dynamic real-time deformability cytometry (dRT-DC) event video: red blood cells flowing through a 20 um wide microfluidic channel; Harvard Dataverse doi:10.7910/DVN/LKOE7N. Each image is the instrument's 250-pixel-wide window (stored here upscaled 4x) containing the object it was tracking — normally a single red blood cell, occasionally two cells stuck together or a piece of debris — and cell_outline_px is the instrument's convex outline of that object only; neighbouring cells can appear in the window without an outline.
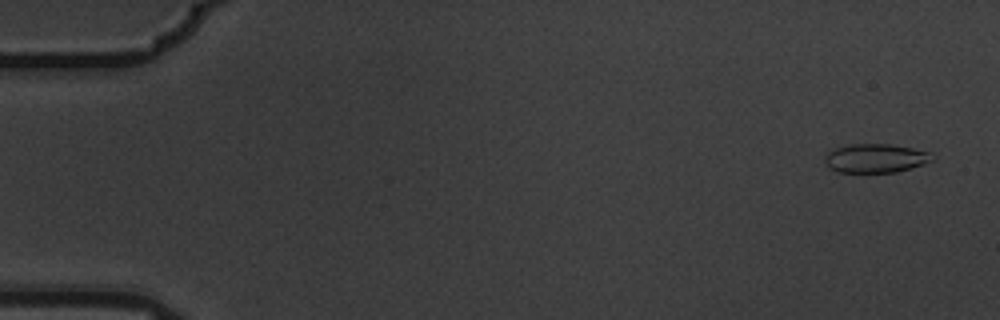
{"species": "common noctule bat (a hibernating species)", "species_latin": "Nyctalus noctula", "temperature_condition": "warm", "stored_images_in_passage": 5, "camera_frame_rate_fps": 3000, "um_per_image_px": 0.085, "animal": {"sex": "male", "body_mass_g": 19.5, "forearm_length_mm": 54.6}, "frame": {"image": 1, "passage_image": 1, "time_ms": 0.0, "image_size_px": [1000, 320], "cell_outline_px": [[936, 160], [924, 164], [896, 172], [840, 172], [828, 168], [824, 164], [824, 156], [828, 152], [836, 148], [852, 144], [888, 144], [912, 148], [932, 152], [936, 156]], "centroid_in_image_um": [74.46, 13.45], "position_along_channel_um": 10.5, "area_um2": 18.26}}